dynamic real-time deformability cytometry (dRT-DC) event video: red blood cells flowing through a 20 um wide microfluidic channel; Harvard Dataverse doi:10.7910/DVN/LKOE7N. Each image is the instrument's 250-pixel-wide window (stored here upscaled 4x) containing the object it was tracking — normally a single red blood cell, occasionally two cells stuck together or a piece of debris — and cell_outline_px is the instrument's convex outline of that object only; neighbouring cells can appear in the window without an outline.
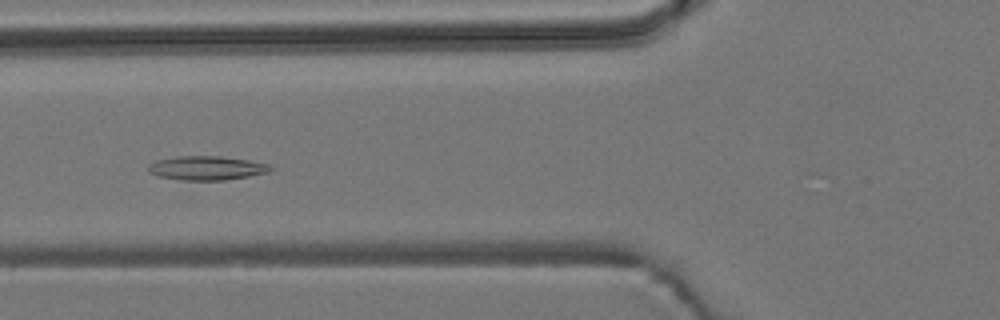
{"species": "common noctule bat (a hibernating species)", "species_latin": "Nyctalus noctula", "temperature_condition": "room temperature", "stored_images_in_passage": 42, "camera_frame_rate_fps": 3000, "um_per_image_px": 0.085, "animal": {"sex": "male", "body_mass_g": 19.2, "forearm_length_mm": 51.8}, "frame": {"image": 1, "passage_image": 8, "time_ms": 2.333, "image_size_px": [1000, 320], "cell_outline_px": [[276, 168], [268, 172], [248, 176], [224, 180], [180, 180], [160, 176], [148, 172], [148, 164], [156, 160], [176, 156], [220, 156], [248, 160], [268, 164]], "centroid_in_image_um": [17.56, 14.28], "position_along_channel_um": 108.2, "area_um2": 17.11}}
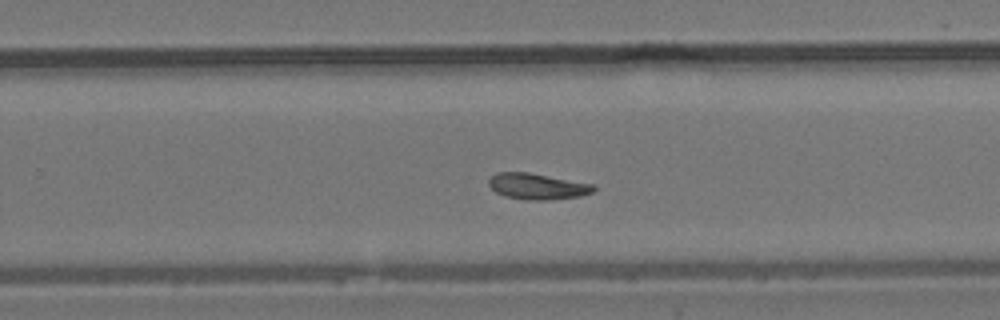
{"frame": {"image": 2, "passage_image": 22, "time_ms": 7.0, "image_size_px": [1000, 320], "cell_outline_px": [[596, 188], [592, 192], [580, 196], [552, 200], [524, 200], [504, 196], [496, 192], [488, 184], [488, 180], [496, 172], [528, 172], [592, 184]], "centroid_in_image_um": [45.64, 15.85], "position_along_channel_um": 284.2, "area_um2": 15.9}}
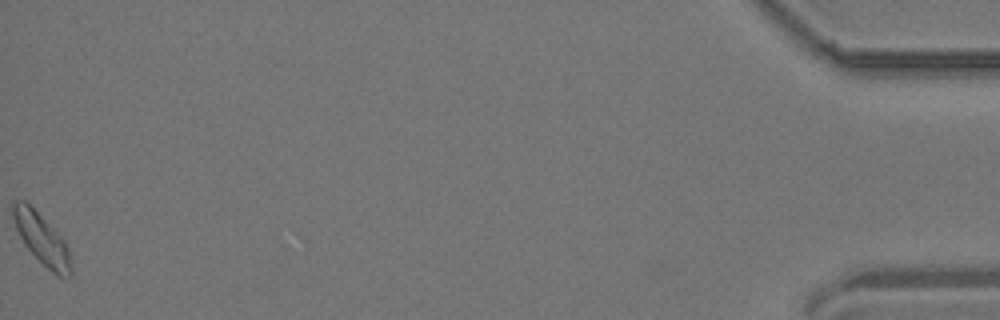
{"frame": {"image": 3, "passage_image": 42, "time_ms": 13.667, "image_size_px": [1000, 320], "cell_outline_px": [[72, 276], [60, 276], [52, 272], [24, 244], [16, 228], [12, 216], [12, 200], [24, 200], [64, 240], [68, 248], [72, 264]], "centroid_in_image_um": [3.55, 20.32], "position_along_channel_um": 431.7, "area_um2": 16.65}}